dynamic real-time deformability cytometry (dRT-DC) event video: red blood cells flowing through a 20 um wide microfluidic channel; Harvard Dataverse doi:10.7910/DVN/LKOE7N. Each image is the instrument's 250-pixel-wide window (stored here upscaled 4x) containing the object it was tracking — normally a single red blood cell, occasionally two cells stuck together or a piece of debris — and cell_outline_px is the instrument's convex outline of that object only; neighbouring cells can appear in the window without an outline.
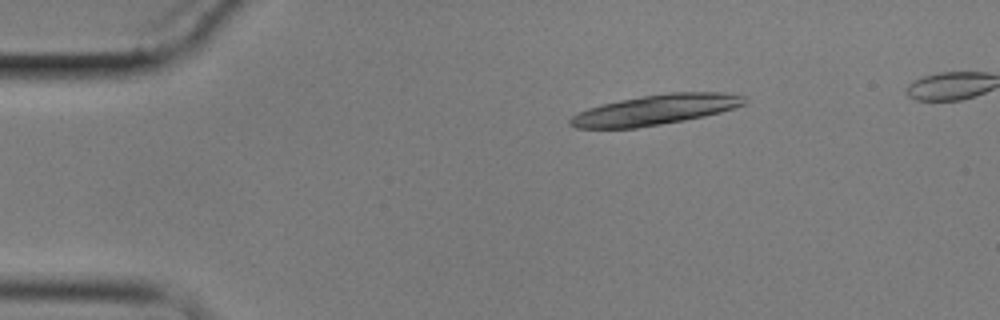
{"species": "common noctule bat (a hibernating species)", "species_latin": "Nyctalus noctula", "temperature_condition": "cold", "stored_images_in_passage": 6, "camera_frame_rate_fps": 3000, "um_per_image_px": 0.085, "animal": {"sex": "male", "body_mass_g": 17.9}, "frame": {"image": 1, "passage_image": 3, "time_ms": 2.333, "image_size_px": [1000, 320], "cell_outline_px": [[744, 104], [720, 112], [704, 116], [684, 120], [636, 128], [576, 128], [568, 124], [568, 120], [572, 116], [588, 108], [600, 104], [620, 100], [668, 92], [724, 92], [744, 96]], "centroid_in_image_um": [55.67, 9.33], "position_along_channel_um": 29.3, "area_um2": 30.35}}